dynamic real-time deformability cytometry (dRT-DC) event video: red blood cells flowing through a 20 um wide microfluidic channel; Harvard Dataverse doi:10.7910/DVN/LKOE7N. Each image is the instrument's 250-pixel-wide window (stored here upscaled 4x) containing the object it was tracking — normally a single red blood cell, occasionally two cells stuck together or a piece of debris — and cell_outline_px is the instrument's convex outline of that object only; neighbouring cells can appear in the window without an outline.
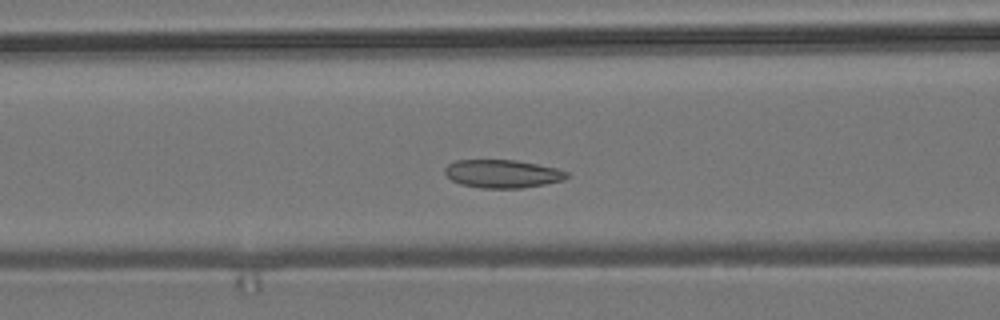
{"species": "common noctule bat (a hibernating species)", "species_latin": "Nyctalus noctula", "temperature_condition": "room temperature", "stored_images_in_passage": 52, "camera_frame_rate_fps": 3000, "um_per_image_px": 0.085, "animal": {"sex": "male", "body_mass_g": 19.2, "forearm_length_mm": 51.8}, "frame": {"image": 1, "passage_image": 19, "time_ms": 6.0, "image_size_px": [1000, 320], "cell_outline_px": [[568, 176], [564, 180], [544, 184], [520, 188], [480, 188], [460, 184], [452, 180], [444, 172], [444, 168], [448, 164], [456, 160], [516, 160], [556, 168], [568, 172]], "centroid_in_image_um": [42.69, 14.77], "position_along_channel_um": 123.9, "area_um2": 19.94}}
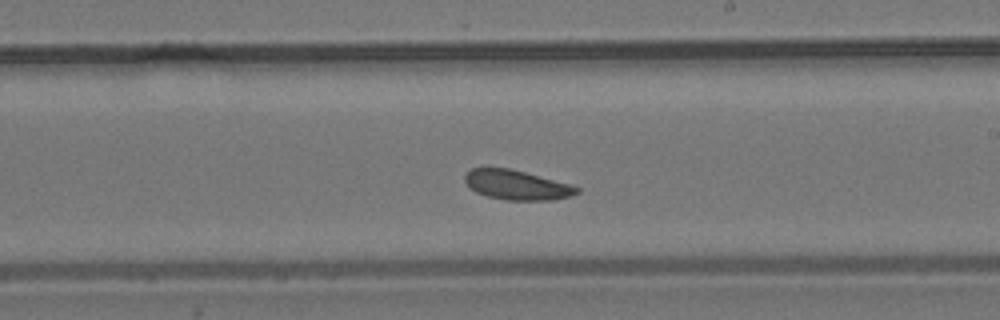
{"frame": {"image": 2, "passage_image": 29, "time_ms": 9.333, "image_size_px": [1000, 320], "cell_outline_px": [[580, 192], [572, 196], [552, 200], [508, 200], [488, 196], [476, 192], [468, 188], [464, 180], [464, 176], [472, 168], [508, 168], [572, 184], [580, 188]], "centroid_in_image_um": [43.94, 15.73], "position_along_channel_um": 245.1, "area_um2": 19.36}}
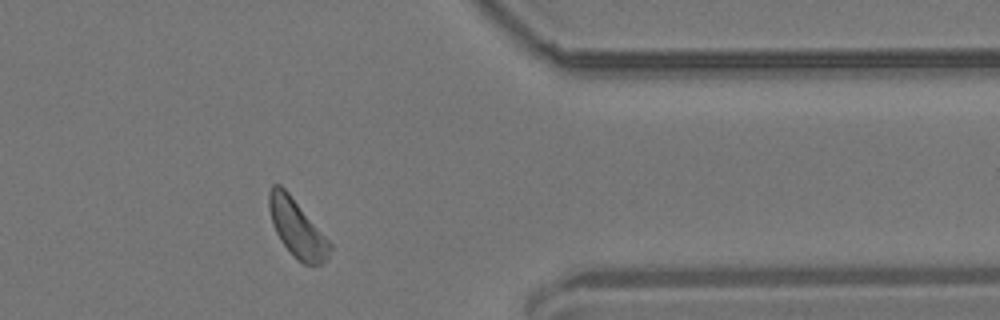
{"frame": {"image": 3, "passage_image": 42, "time_ms": 13.667, "image_size_px": [1000, 320], "cell_outline_px": [[332, 248], [328, 256], [320, 264], [304, 264], [280, 240], [272, 224], [268, 208], [268, 192], [272, 184], [280, 184], [288, 192], [332, 244]], "centroid_in_image_um": [25.22, 19.35], "position_along_channel_um": 386.2, "area_um2": 19.94}, "authors_computed_cell_mechanics": {"area_um2": 20.2011, "velocity_mm_per_s": 3.6549, "shape_relaxation_time_tau1_ms": 2.7116, "shape_relaxation_time_tau2_ms": 5.2435, "deformation_change_tau1": 0.05, "deformation_change_tau2": 0.1243}}